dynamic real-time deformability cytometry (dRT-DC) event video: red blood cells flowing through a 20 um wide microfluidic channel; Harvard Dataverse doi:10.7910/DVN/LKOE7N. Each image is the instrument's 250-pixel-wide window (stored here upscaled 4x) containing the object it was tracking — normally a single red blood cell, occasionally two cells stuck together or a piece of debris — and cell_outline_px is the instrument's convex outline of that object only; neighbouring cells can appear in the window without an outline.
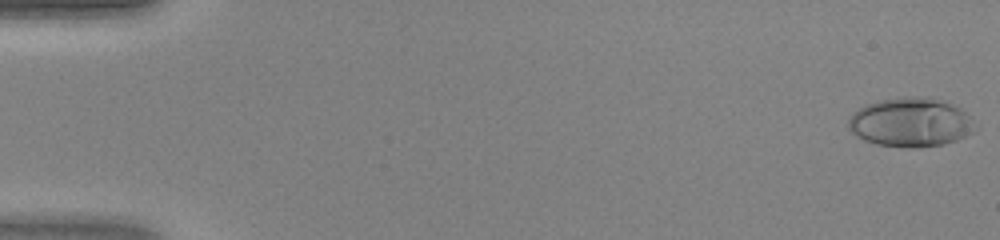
{"species": "human", "species_latin": "Homo sapiens", "temperature_condition": "warm", "stored_images_in_passage": 47, "camera_frame_rate_fps": 3000, "um_per_image_px": 0.085, "donor": {"sex": "female"}, "frame": {"image": 1, "passage_image": 1, "time_ms": 0.0, "image_size_px": [1000, 240], "cell_outline_px": [[972, 132], [956, 140], [944, 144], [916, 148], [904, 148], [876, 144], [864, 140], [856, 136], [848, 128], [848, 120], [852, 112], [864, 104], [880, 100], [916, 96], [924, 96], [944, 100], [960, 108], [968, 116]], "centroid_in_image_um": [77.32, 10.4], "position_along_channel_um": 7.7, "area_um2": 36.07}}
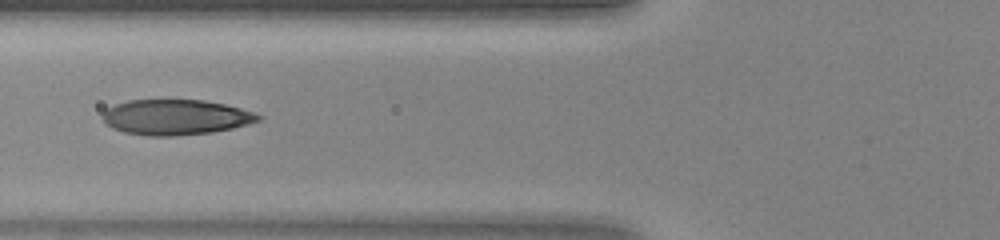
{"frame": {"image": 2, "passage_image": 19, "time_ms": 6.0, "image_size_px": [1000, 240], "cell_outline_px": [[264, 116], [260, 120], [248, 124], [232, 128], [212, 132], [176, 136], [148, 136], [124, 132], [112, 128], [104, 124], [104, 112], [108, 108], [116, 104], [128, 100], [204, 100], [224, 104], [240, 108]], "centroid_in_image_um": [14.93, 9.97], "position_along_channel_um": 110.9, "area_um2": 32.02}}
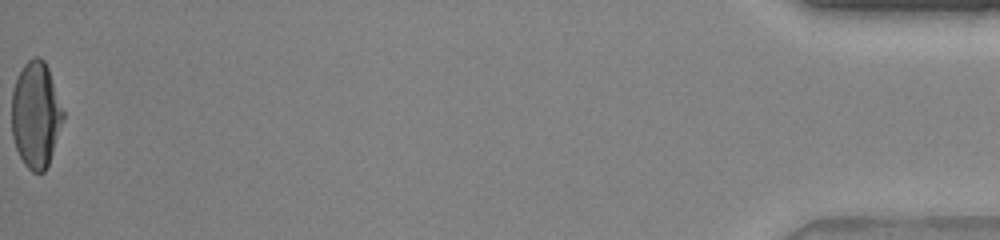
{"frame": {"image": 3, "passage_image": 47, "time_ms": 15.333, "image_size_px": [1000, 240], "cell_outline_px": [[64, 120], [48, 164], [44, 172], [32, 172], [24, 164], [16, 148], [12, 136], [12, 88], [24, 64], [32, 56], [40, 56], [44, 60], [48, 68], [64, 112]], "centroid_in_image_um": [3.04, 9.74], "position_along_channel_um": 432.2, "area_um2": 31.79}}